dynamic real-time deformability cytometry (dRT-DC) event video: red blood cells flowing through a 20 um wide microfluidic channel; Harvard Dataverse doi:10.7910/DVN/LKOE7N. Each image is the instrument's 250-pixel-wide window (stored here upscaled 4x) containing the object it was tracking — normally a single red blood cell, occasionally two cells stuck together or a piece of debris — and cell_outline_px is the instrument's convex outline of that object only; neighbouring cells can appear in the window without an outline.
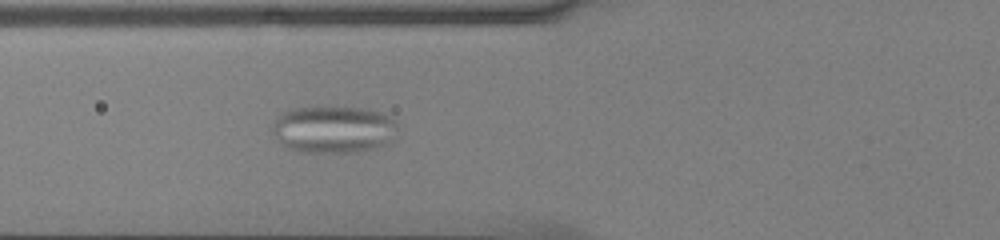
{"species": "common noctule bat (a hibernating species)", "species_latin": "Nyctalus noctula", "temperature_condition": "cold", "stored_images_in_passage": 35, "camera_frame_rate_fps": 3000, "um_per_image_px": 0.085, "animal": {"sex": "male", "body_mass_g": 13.0, "forearm_length_mm": 53.1}, "frame": {"image": 1, "passage_image": 4, "time_ms": 1.0, "image_size_px": [1000, 240], "cell_outline_px": [[396, 136], [392, 144], [360, 152], [300, 152], [288, 148], [272, 132], [272, 124], [284, 112], [292, 108], [360, 108], [380, 112], [392, 116], [396, 124]], "centroid_in_image_um": [28.43, 11.03], "position_along_channel_um": 97.4, "area_um2": 34.45}}
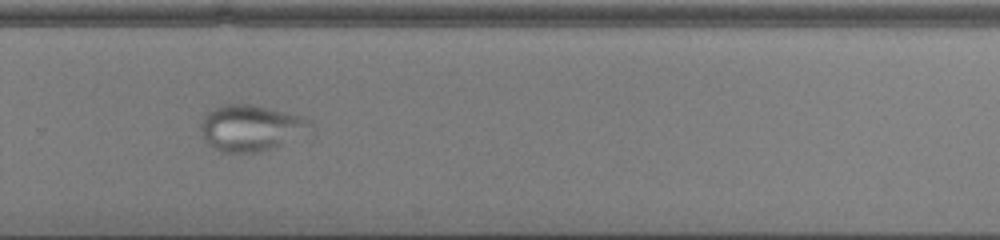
{"frame": {"image": 2, "passage_image": 20, "time_ms": 6.333, "image_size_px": [1000, 240], "cell_outline_px": [[316, 124], [280, 144], [260, 152], [220, 152], [208, 144], [200, 128], [200, 120], [208, 112], [224, 104], [252, 104], [304, 116]], "centroid_in_image_um": [21.27, 10.85], "position_along_channel_um": 308.5, "area_um2": 28.9}}
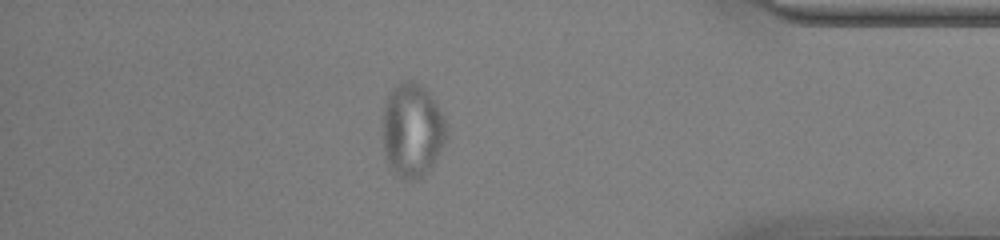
{"frame": {"image": 3, "passage_image": 29, "time_ms": 9.333, "image_size_px": [1000, 240], "cell_outline_px": [[448, 136], [444, 144], [428, 172], [416, 180], [400, 180], [392, 172], [384, 156], [384, 108], [388, 96], [396, 84], [400, 80], [416, 80], [424, 84], [444, 116], [448, 124]], "centroid_in_image_um": [35.07, 11.07], "position_along_channel_um": 400.1, "area_um2": 35.6}}